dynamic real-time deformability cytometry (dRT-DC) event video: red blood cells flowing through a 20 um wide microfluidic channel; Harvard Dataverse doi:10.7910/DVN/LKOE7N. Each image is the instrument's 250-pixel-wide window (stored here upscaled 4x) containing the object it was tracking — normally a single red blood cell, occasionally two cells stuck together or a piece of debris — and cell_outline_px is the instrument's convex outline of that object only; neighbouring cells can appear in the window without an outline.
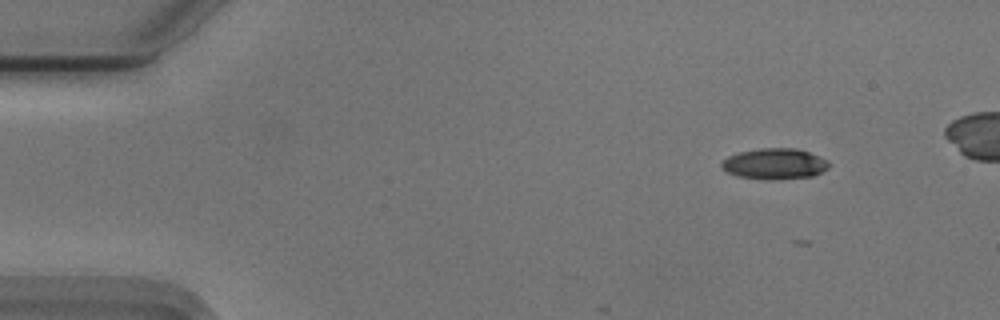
{"species": "Egyptian fruit bat (a non-hibernating species)", "species_latin": "Rousettus aegyptiacus", "temperature_condition": "cold", "stored_images_in_passage": 8, "camera_frame_rate_fps": 3000, "um_per_image_px": 0.085, "animal": {"sex": "male"}, "frame": {"image": 1, "passage_image": 3, "time_ms": 0.667, "image_size_px": [1000, 320], "cell_outline_px": [[828, 168], [812, 176], [772, 180], [764, 180], [736, 176], [720, 168], [720, 164], [728, 156], [740, 152], [760, 148], [796, 148], [808, 152], [824, 160], [828, 164]], "centroid_in_image_um": [65.77, 13.93], "position_along_channel_um": 19.2, "area_um2": 19.13}}